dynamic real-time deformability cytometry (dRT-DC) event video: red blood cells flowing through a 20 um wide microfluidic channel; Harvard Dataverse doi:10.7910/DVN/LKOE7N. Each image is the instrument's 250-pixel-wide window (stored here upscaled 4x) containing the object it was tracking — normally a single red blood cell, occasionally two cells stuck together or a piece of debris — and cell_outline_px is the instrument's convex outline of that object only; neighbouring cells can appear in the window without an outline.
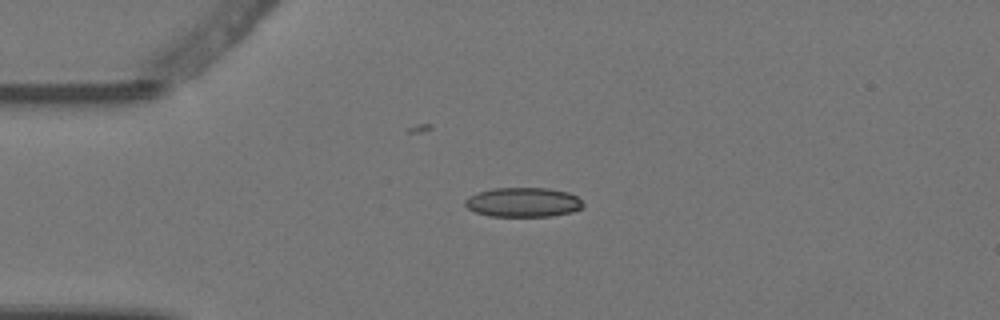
{"species": "Egyptian fruit bat (a non-hibernating species)", "species_latin": "Rousettus aegyptiacus", "temperature_condition": "warm", "stored_images_in_passage": 2, "camera_frame_rate_fps": 3000, "um_per_image_px": 0.085, "animal": {"sex": "female"}, "frame": {"image": 1, "passage_image": 1, "time_ms": 0.0, "image_size_px": [1000, 320], "cell_outline_px": [[584, 208], [572, 212], [552, 216], [488, 216], [476, 212], [468, 208], [464, 204], [464, 200], [468, 196], [476, 192], [492, 188], [548, 188], [568, 192], [576, 196], [584, 204]], "centroid_in_image_um": [44.46, 17.19], "position_along_channel_um": 40.5, "area_um2": 20.46}}